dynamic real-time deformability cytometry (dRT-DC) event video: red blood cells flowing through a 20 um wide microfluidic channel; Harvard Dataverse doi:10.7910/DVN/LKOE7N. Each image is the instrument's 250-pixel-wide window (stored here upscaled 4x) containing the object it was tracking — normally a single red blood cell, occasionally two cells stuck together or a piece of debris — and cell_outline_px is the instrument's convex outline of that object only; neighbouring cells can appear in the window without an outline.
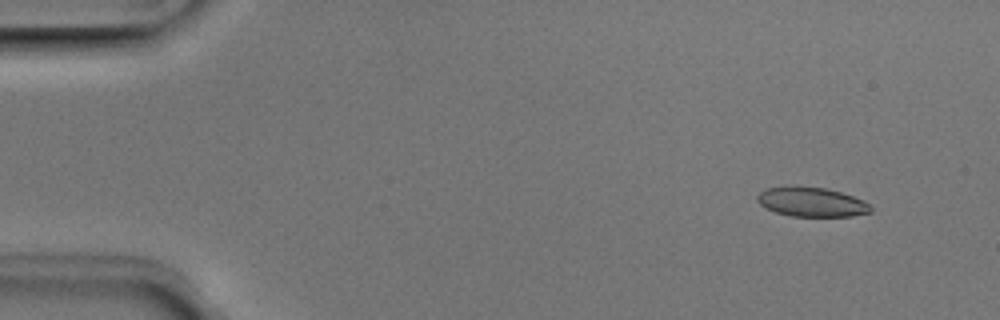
{"species": "Egyptian fruit bat (a non-hibernating species)", "species_latin": "Rousettus aegyptiacus", "temperature_condition": "room temperature", "stored_images_in_passage": 52, "camera_frame_rate_fps": 3000, "um_per_image_px": 0.085, "animal": {"sex": "male"}, "frame": {"image": 1, "passage_image": 5, "time_ms": 1.333, "image_size_px": [1000, 320], "cell_outline_px": [[872, 212], [852, 216], [792, 216], [776, 212], [760, 204], [756, 200], [756, 196], [764, 188], [792, 184], [824, 188], [840, 192], [864, 200], [872, 208]], "centroid_in_image_um": [68.95, 17.14], "position_along_channel_um": 16.1, "area_um2": 19.71}}
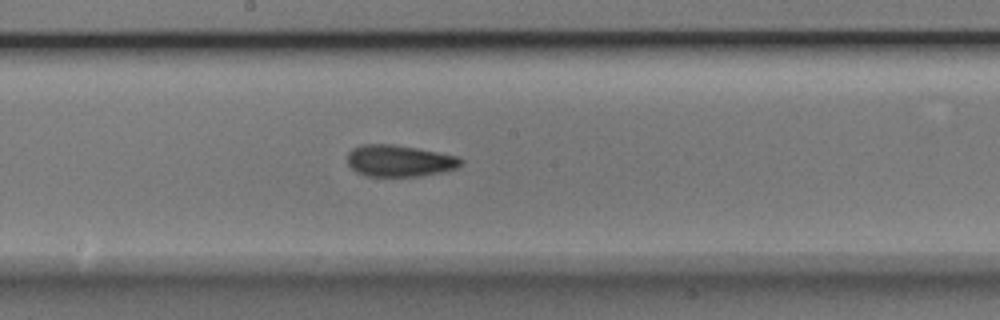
{"frame": {"image": 2, "passage_image": 28, "time_ms": 9.0, "image_size_px": [1000, 320], "cell_outline_px": [[464, 160], [456, 168], [424, 176], [364, 176], [356, 172], [348, 164], [348, 152], [352, 148], [364, 144], [392, 144], [416, 148], [460, 156]], "centroid_in_image_um": [33.95, 13.67], "position_along_channel_um": 214.3, "area_um2": 20.98}}
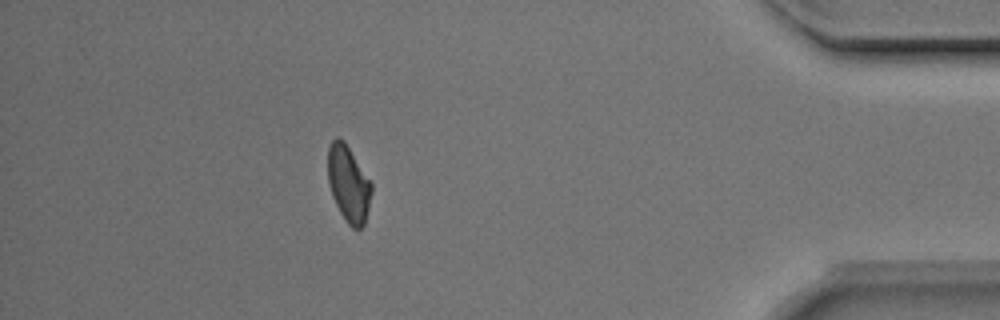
{"frame": {"image": 3, "passage_image": 46, "time_ms": 15.0, "image_size_px": [1000, 320], "cell_outline_px": [[372, 192], [364, 224], [360, 228], [352, 228], [348, 224], [340, 212], [332, 196], [328, 184], [328, 148], [332, 140], [336, 136], [344, 140], [372, 184]], "centroid_in_image_um": [29.6, 15.61], "position_along_channel_um": 405.6, "area_um2": 19.25}, "authors_computed_cell_mechanics": {"area_um2": 20.3456, "velocity_mm_per_s": 3.9779, "shape_relaxation_time_tau1_ms": 3.4719, "shape_relaxation_time_tau2_ms": 2.1214, "deformation_change_tau1": 0.1088, "deformation_change_tau2": 0.0857}}